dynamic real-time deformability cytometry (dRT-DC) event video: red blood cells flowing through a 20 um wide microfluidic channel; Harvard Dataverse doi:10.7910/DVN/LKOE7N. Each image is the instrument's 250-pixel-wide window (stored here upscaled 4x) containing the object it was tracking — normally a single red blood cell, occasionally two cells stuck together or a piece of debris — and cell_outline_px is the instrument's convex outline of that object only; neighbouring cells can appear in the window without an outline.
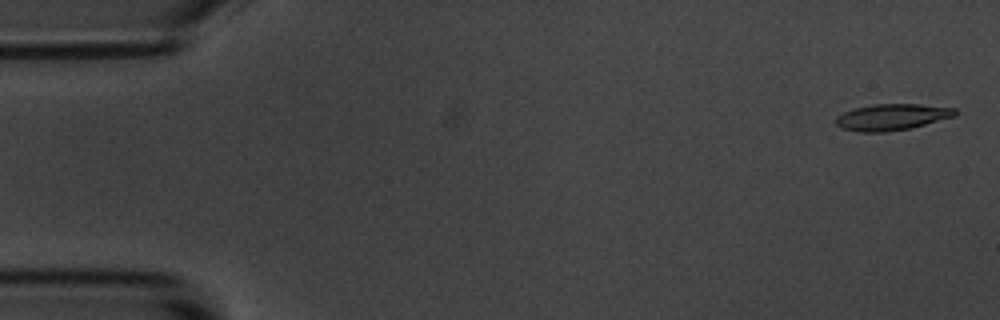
{"species": "common noctule bat (a hibernating species)", "species_latin": "Nyctalus noctula", "temperature_condition": "room temperature", "stored_images_in_passage": 5, "camera_frame_rate_fps": 3000, "um_per_image_px": 0.085, "animal": {"sex": "male", "body_mass_g": 20.1, "forearm_length_mm": 53.5}, "frame": {"image": 1, "passage_image": 1, "time_ms": 0.0, "image_size_px": [1000, 320], "cell_outline_px": [[956, 116], [908, 128], [888, 132], [856, 132], [844, 128], [836, 124], [836, 116], [852, 108], [872, 104], [920, 104], [956, 108]], "centroid_in_image_um": [75.79, 9.94], "position_along_channel_um": 9.2, "area_um2": 18.26}}